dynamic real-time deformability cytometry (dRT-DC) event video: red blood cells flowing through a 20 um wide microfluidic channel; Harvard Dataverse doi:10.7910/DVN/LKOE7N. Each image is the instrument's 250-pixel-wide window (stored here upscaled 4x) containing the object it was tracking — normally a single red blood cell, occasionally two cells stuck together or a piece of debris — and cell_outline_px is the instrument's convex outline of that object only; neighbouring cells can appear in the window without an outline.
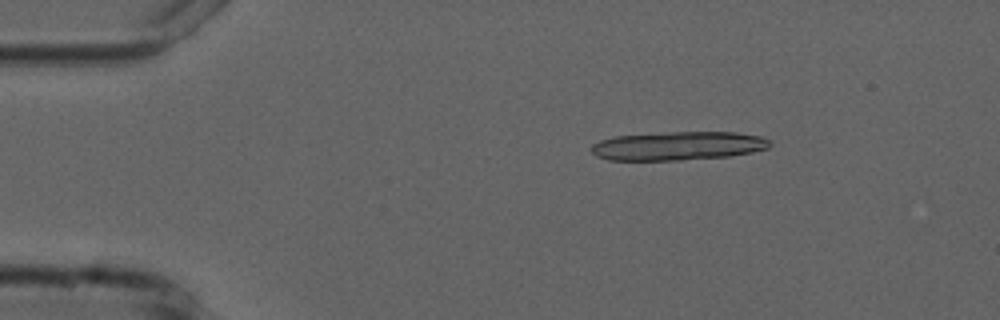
{"species": "common noctule bat (a hibernating species)", "species_latin": "Nyctalus noctula", "temperature_condition": "cold", "stored_images_in_passage": 3, "camera_frame_rate_fps": 3000, "um_per_image_px": 0.085, "animal": {"sex": "male", "forearm_length_mm": 52.5}, "frame": {"image": 1, "passage_image": 2, "time_ms": 1.333, "image_size_px": [1000, 320], "cell_outline_px": [[772, 144], [768, 148], [752, 152], [728, 156], [680, 160], [608, 160], [596, 156], [592, 152], [592, 144], [600, 140], [616, 136], [668, 132], [736, 132], [760, 136], [768, 140]], "centroid_in_image_um": [57.63, 12.4], "position_along_channel_um": 27.4, "area_um2": 29.77}}